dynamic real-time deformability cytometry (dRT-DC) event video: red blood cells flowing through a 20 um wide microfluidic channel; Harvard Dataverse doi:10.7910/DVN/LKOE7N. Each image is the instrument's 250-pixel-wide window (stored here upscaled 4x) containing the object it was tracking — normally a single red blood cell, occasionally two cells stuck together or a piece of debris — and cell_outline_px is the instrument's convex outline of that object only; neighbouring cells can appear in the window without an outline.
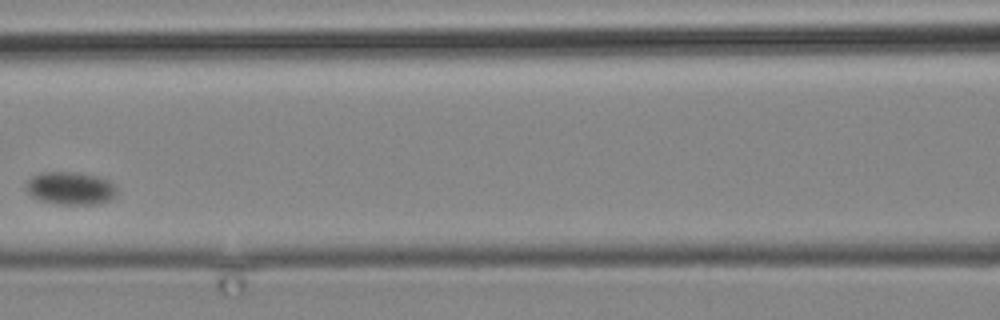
{"species": "common noctule bat (a hibernating species)", "species_latin": "Nyctalus noctula", "temperature_condition": "cold", "stored_images_in_passage": 4, "camera_frame_rate_fps": 3000, "um_per_image_px": 0.085, "animal": {"sex": "male", "body_mass_g": 19.2, "forearm_length_mm": 51.8}, "frame": {"image": 1, "passage_image": 4, "time_ms": 3.333, "image_size_px": [1000, 320], "cell_outline_px": [[116, 192], [108, 200], [100, 204], [56, 204], [40, 200], [32, 196], [24, 188], [28, 180], [32, 176], [40, 172], [68, 172], [96, 176], [108, 180], [116, 188]], "centroid_in_image_um": [5.93, 16.0], "position_along_channel_um": 160.7, "area_um2": 17.17}}